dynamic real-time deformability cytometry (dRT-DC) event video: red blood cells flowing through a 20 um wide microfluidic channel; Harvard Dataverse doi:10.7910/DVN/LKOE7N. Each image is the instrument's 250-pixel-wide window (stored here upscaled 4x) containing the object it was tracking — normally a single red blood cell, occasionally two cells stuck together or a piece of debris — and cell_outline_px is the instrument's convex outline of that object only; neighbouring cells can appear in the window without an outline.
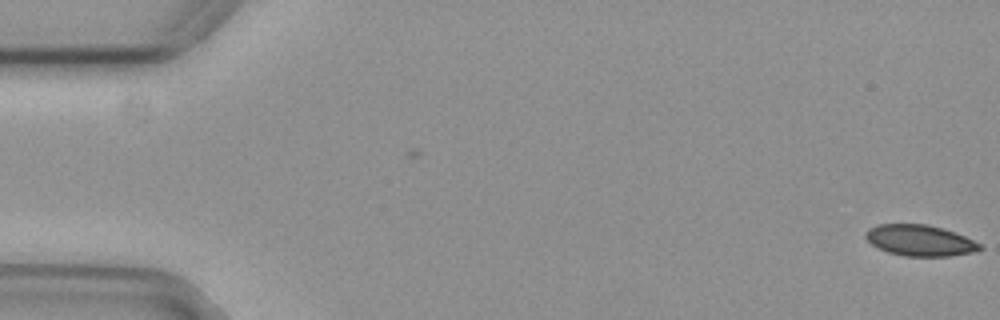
{"species": "common noctule bat (a hibernating species)", "species_latin": "Nyctalus noctula", "temperature_condition": "cold", "stored_images_in_passage": 5, "camera_frame_rate_fps": 3000, "um_per_image_px": 0.085, "animal": {"sex": "female", "body_mass_g": 29.2, "forearm_length_mm": 56.3}, "frame": {"image": 1, "passage_image": 5, "time_ms": 1.333, "image_size_px": [1000, 320], "cell_outline_px": [[984, 248], [972, 252], [948, 256], [904, 256], [888, 252], [876, 248], [864, 236], [864, 232], [868, 228], [880, 224], [924, 224], [944, 228], [964, 236], [980, 244]], "centroid_in_image_um": [78.15, 20.43], "position_along_channel_um": 6.9, "area_um2": 20.63}}